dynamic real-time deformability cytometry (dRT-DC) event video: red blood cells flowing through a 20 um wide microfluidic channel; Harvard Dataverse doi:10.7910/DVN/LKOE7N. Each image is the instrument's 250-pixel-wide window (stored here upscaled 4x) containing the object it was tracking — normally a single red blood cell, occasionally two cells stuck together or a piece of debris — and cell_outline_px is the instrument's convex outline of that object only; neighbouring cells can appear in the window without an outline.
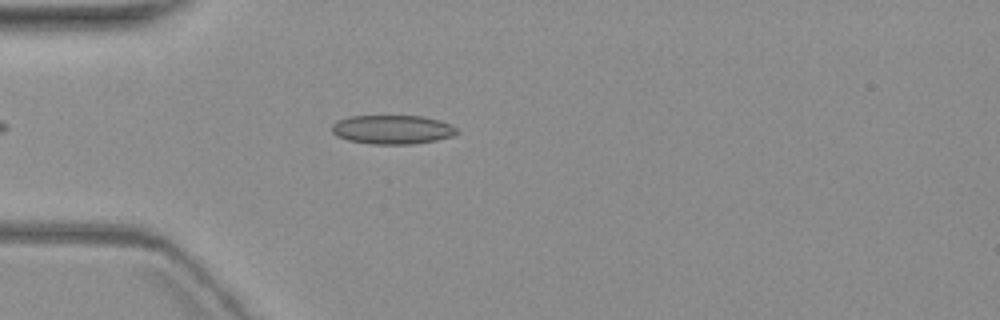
{"species": "common noctule bat (a hibernating species)", "species_latin": "Nyctalus noctula", "temperature_condition": "warm", "stored_images_in_passage": 3, "camera_frame_rate_fps": 3000, "um_per_image_px": 0.085, "animal": {"sex": "female", "body_mass_g": 19.3, "forearm_length_mm": 54.1}, "frame": {"image": 1, "passage_image": 3, "time_ms": 2.333, "image_size_px": [1000, 320], "cell_outline_px": [[460, 132], [452, 136], [436, 140], [412, 144], [372, 144], [348, 140], [336, 136], [332, 132], [332, 124], [336, 120], [348, 116], [424, 116], [440, 120], [456, 128]], "centroid_in_image_um": [33.33, 11.01], "position_along_channel_um": 51.7, "area_um2": 21.21}}